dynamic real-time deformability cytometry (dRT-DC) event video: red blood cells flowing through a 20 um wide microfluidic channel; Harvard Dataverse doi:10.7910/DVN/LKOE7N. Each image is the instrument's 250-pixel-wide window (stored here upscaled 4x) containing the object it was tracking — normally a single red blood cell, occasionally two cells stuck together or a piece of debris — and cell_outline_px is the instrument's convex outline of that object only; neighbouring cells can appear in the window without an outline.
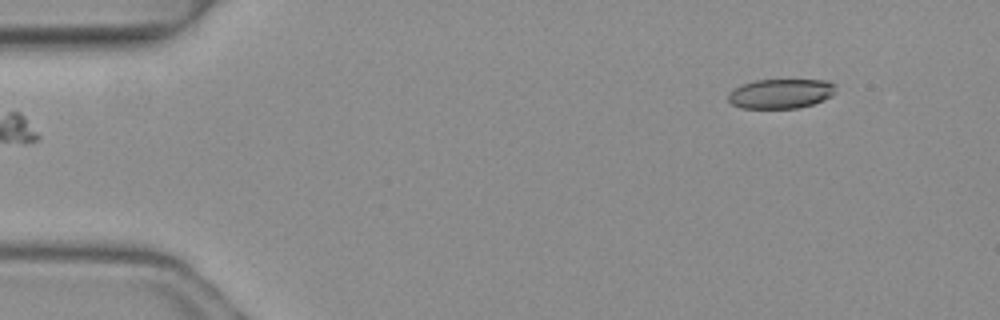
{"species": "common noctule bat (a hibernating species)", "species_latin": "Nyctalus noctula", "temperature_condition": "warm", "stored_images_in_passage": 4, "segment_of_instrument_passage": [2, 2], "camera_frame_rate_fps": 3000, "um_per_image_px": 0.085, "animal": {"sex": "female", "body_mass_g": 19.3, "forearm_length_mm": 54.1}, "frame": {"image": 1, "passage_image": 4, "time_ms": 1.0, "image_size_px": [1000, 320], "cell_outline_px": [[836, 92], [832, 96], [824, 100], [800, 108], [740, 108], [732, 104], [728, 100], [728, 92], [740, 84], [756, 80], [828, 80], [836, 84]], "centroid_in_image_um": [66.38, 7.95], "position_along_channel_um": 18.6, "area_um2": 18.84}}